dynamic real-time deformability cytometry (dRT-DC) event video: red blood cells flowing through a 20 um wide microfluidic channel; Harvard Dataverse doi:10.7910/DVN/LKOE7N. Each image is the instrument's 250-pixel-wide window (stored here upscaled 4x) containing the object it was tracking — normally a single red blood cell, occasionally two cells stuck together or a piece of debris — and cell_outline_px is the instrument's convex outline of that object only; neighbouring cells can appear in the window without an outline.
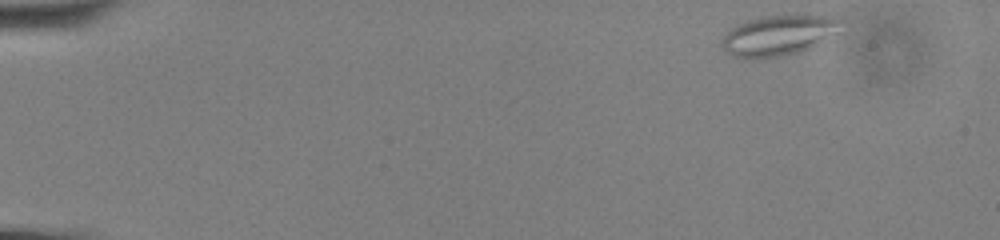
{"species": "common noctule bat (a hibernating species)", "species_latin": "Nyctalus noctula", "temperature_condition": "cold", "stored_images_in_passage": 53, "camera_frame_rate_fps": 3000, "um_per_image_px": 0.085, "animal": {"sex": "male", "body_mass_g": 13.0, "forearm_length_mm": 53.1}, "frame": {"image": 1, "passage_image": 1, "time_ms": 0.0, "image_size_px": [1000, 240], "cell_outline_px": [[848, 32], [808, 48], [796, 52], [780, 56], [748, 60], [740, 60], [732, 56], [720, 44], [720, 40], [736, 24], [744, 20], [760, 16], [796, 12], [804, 12], [832, 16], [844, 20]], "centroid_in_image_um": [66.34, 2.94], "position_along_channel_um": 18.7, "area_um2": 30.17}}
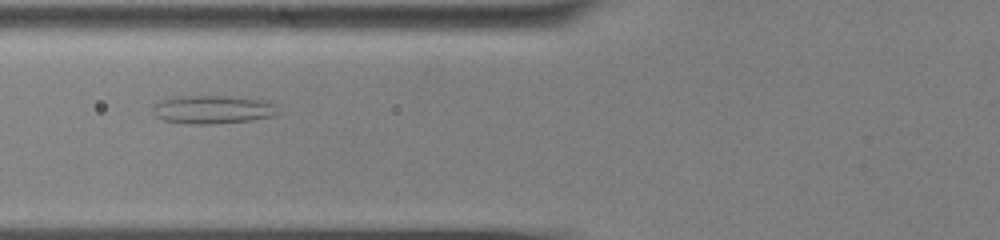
{"frame": {"image": 2, "passage_image": 19, "time_ms": 6.0, "image_size_px": [1000, 240], "cell_outline_px": [[280, 112], [276, 116], [252, 120], [212, 124], [188, 124], [164, 120], [156, 116], [152, 112], [152, 108], [160, 100], [184, 96], [228, 96], [260, 100], [276, 104]], "centroid_in_image_um": [18.12, 9.32], "position_along_channel_um": 107.7, "area_um2": 20.69}}
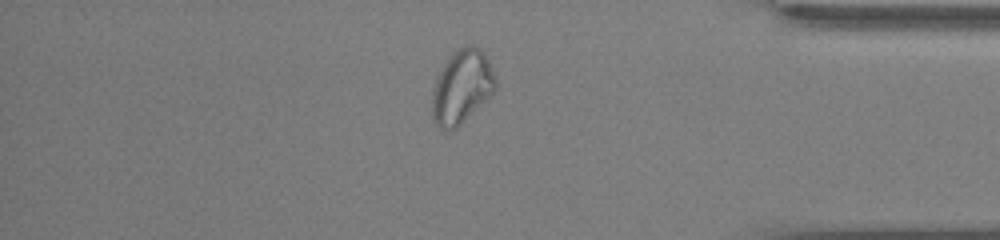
{"frame": {"image": 3, "passage_image": 45, "time_ms": 14.667, "image_size_px": [1000, 240], "cell_outline_px": [[496, 88], [452, 132], [440, 128], [432, 120], [432, 88], [440, 68], [448, 56], [456, 48], [464, 44], [472, 44], [480, 48], [484, 52], [492, 68], [496, 80]], "centroid_in_image_um": [39.21, 7.33], "position_along_channel_um": 396.0, "area_um2": 27.4}, "authors_computed_cell_mechanics": {"area_um2": 25.6054, "velocity_mm_per_s": 3.5779, "shape_relaxation_time_tau1_ms": null, "shape_relaxation_time_tau2_ms": 1.9977, "deformation_change_tau1": null, "deformation_change_tau2": 0.0905}}